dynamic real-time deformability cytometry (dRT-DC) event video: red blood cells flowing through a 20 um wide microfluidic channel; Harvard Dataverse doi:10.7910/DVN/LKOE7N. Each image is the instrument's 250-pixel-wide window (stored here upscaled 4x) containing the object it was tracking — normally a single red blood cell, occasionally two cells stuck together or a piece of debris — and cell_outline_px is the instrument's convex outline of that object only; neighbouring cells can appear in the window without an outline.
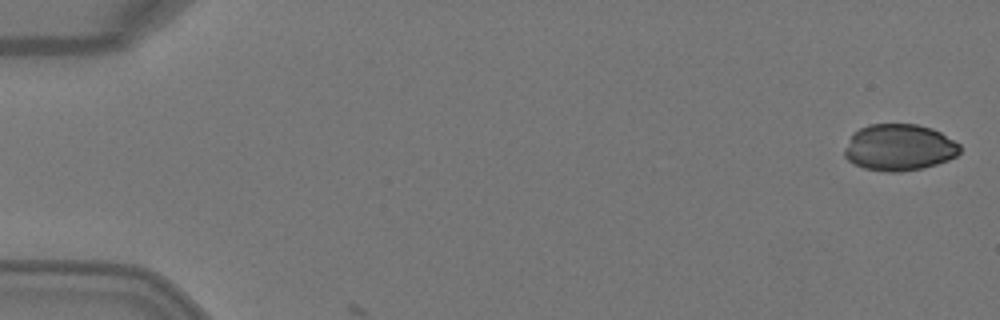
{"species": "Egyptian fruit bat (a non-hibernating species)", "species_latin": "Rousettus aegyptiacus", "temperature_condition": "warm", "stored_images_in_passage": 2, "camera_frame_rate_fps": 3000, "um_per_image_px": 0.085, "animal": {"sex": "female"}, "frame": {"image": 1, "passage_image": 1, "time_ms": 0.0, "image_size_px": [1000, 320], "cell_outline_px": [[960, 152], [956, 156], [948, 160], [924, 168], [900, 172], [888, 172], [864, 168], [852, 164], [844, 156], [844, 148], [852, 132], [868, 124], [916, 124], [932, 128], [940, 132], [960, 144]], "centroid_in_image_um": [76.4, 12.53], "position_along_channel_um": 8.6, "area_um2": 31.62}}